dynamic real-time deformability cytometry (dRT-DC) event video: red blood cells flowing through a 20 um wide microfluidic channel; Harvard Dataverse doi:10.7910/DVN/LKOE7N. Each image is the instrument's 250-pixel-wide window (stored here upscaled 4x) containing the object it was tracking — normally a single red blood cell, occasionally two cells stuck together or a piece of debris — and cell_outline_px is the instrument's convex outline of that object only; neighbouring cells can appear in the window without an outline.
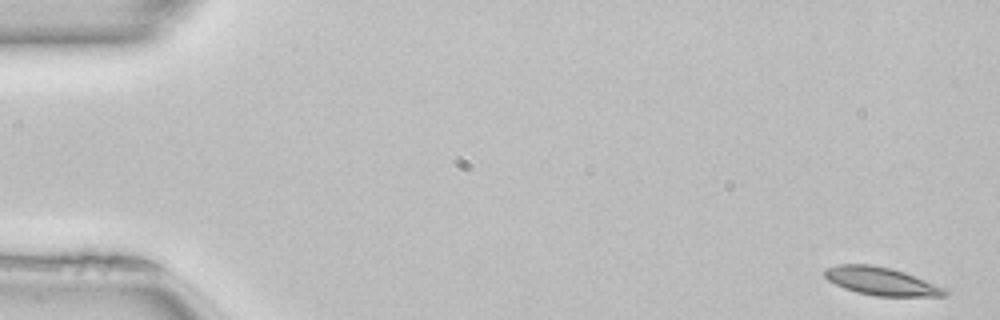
{"species": "common noctule bat (a hibernating species)", "species_latin": "Nyctalus noctula", "temperature_condition": "room temperature", "stored_images_in_passage": 50, "camera_frame_rate_fps": 3000, "um_per_image_px": 0.085, "animal": {"sex": "female", "body_mass_g": 22.7, "forearm_length_mm": 54.2}, "frame": {"image": 1, "passage_image": 1, "time_ms": 0.0, "image_size_px": [1000, 320], "cell_outline_px": [[948, 292], [944, 296], [876, 296], [856, 292], [844, 288], [828, 280], [824, 276], [824, 268], [836, 264], [872, 264], [892, 268], [904, 272], [948, 288]], "centroid_in_image_um": [74.91, 23.89], "position_along_channel_um": 10.1, "area_um2": 19.83}}
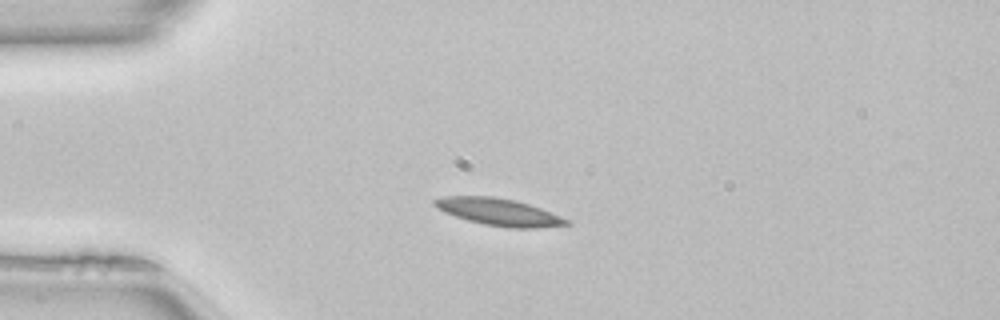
{"frame": {"image": 2, "passage_image": 12, "time_ms": 3.667, "image_size_px": [1000, 320], "cell_outline_px": [[572, 224], [536, 228], [508, 228], [484, 224], [468, 220], [444, 212], [436, 208], [432, 204], [432, 200], [444, 196], [492, 196], [516, 200], [540, 208], [560, 216], [568, 220]], "centroid_in_image_um": [42.37, 18.01], "position_along_channel_um": 42.6, "area_um2": 20.81}}
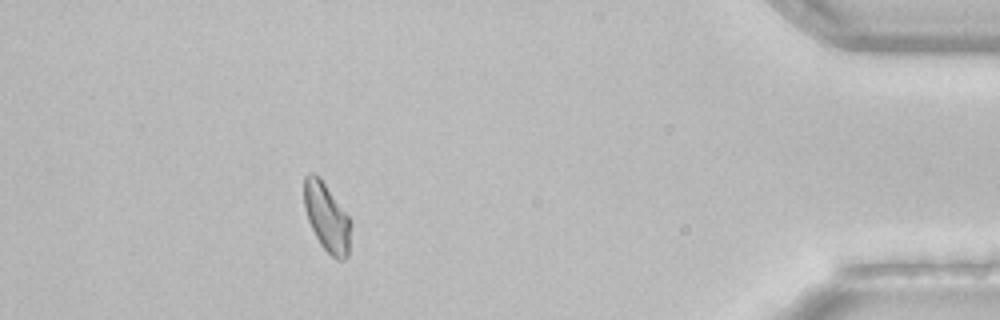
{"frame": {"image": 3, "passage_image": 45, "time_ms": 14.667, "image_size_px": [1000, 320], "cell_outline_px": [[352, 224], [348, 256], [344, 260], [336, 260], [320, 244], [308, 220], [304, 208], [304, 176], [308, 172], [312, 172], [320, 176], [348, 216]], "centroid_in_image_um": [27.78, 18.46], "position_along_channel_um": 407.4, "area_um2": 18.79}, "authors_computed_cell_mechanics": {"area_um2": 19.1896, "velocity_mm_per_s": 4.0409, "shape_relaxation_time_tau1_ms": null, "shape_relaxation_time_tau2_ms": 6.394, "deformation_change_tau1": null, "deformation_change_tau2": 0.1324}}